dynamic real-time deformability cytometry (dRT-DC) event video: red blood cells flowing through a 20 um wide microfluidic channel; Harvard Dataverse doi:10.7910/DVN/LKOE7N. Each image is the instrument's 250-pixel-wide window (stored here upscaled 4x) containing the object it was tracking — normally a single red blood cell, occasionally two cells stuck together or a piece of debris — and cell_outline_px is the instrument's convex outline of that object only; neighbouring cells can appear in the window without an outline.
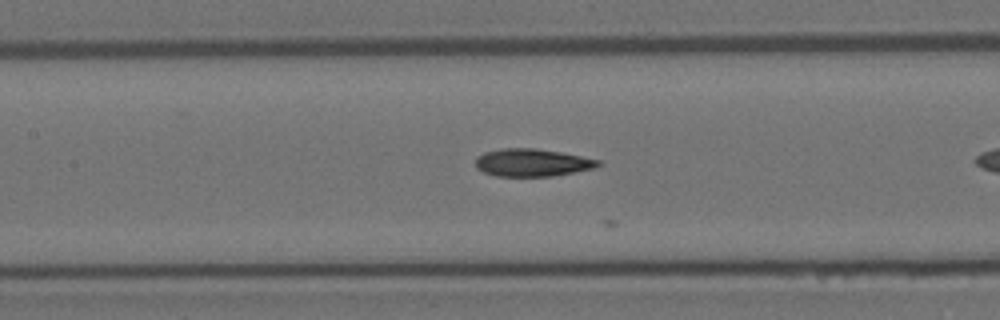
{"species": "Egyptian fruit bat (a non-hibernating species)", "species_latin": "Rousettus aegyptiacus", "temperature_condition": "room temperature", "stored_images_in_passage": 11, "camera_frame_rate_fps": 3000, "um_per_image_px": 0.085, "animal": {"sex": "female"}, "frame": {"image": 1, "passage_image": 7, "time_ms": 2.0, "image_size_px": [1000, 320], "cell_outline_px": [[600, 164], [592, 168], [552, 176], [496, 176], [484, 172], [476, 168], [476, 156], [484, 152], [500, 148], [536, 148], [560, 152], [600, 160]], "centroid_in_image_um": [45.17, 13.81], "position_along_channel_um": 162.2, "area_um2": 19.59}}